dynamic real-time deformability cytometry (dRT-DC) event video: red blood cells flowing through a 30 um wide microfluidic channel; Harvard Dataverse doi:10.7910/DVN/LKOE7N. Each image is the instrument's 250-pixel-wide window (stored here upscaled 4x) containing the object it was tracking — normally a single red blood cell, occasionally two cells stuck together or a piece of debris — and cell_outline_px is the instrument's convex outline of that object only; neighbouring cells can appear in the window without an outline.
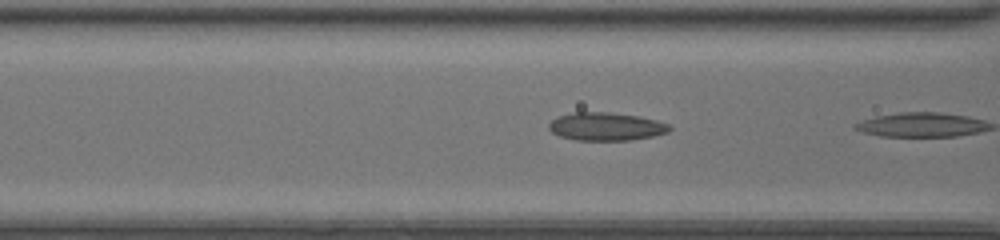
{"species": "common noctule bat (a hibernating species)", "species_latin": "Nyctalus noctula", "temperature_condition": "room temperature", "stored_images_in_passage": 5, "camera_frame_rate_fps": 3000, "um_per_image_px": 0.085, "animal": {"sex": "female", "body_mass_g": 20.0, "forearm_length_mm": 54.0}, "frame": {"image": 1, "passage_image": 4, "time_ms": 1.0, "image_size_px": [1000, 240], "cell_outline_px": [[672, 128], [668, 132], [652, 136], [632, 140], [576, 140], [560, 136], [552, 132], [548, 128], [548, 124], [556, 116], [572, 112], [608, 112], [640, 116], [656, 120], [668, 124]], "centroid_in_image_um": [51.49, 10.75], "position_along_channel_um": 115.1, "area_um2": 19.83}}